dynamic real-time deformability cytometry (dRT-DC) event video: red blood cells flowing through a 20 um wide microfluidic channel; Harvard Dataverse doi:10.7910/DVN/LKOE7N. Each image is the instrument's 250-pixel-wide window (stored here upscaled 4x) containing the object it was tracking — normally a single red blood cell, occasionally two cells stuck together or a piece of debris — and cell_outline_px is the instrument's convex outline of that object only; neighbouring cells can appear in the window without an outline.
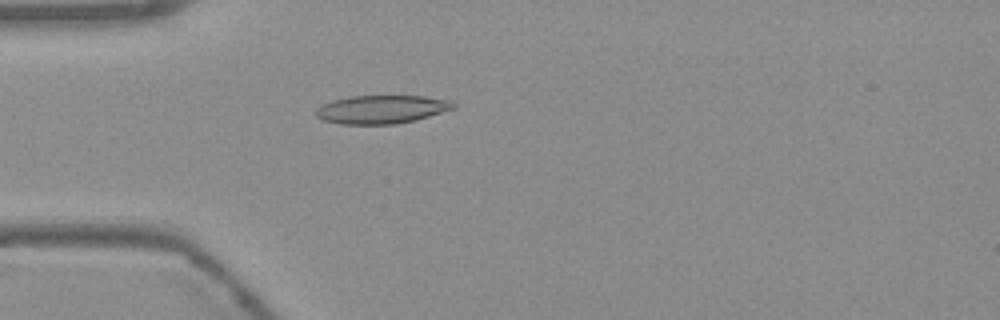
{"species": "Egyptian fruit bat (a non-hibernating species)", "species_latin": "Rousettus aegyptiacus", "temperature_condition": "warm", "stored_images_in_passage": 53, "camera_frame_rate_fps": 3000, "um_per_image_px": 0.085, "frame": {"image": 1, "passage_image": 15, "time_ms": 4.667, "image_size_px": [1000, 320], "cell_outline_px": [[456, 108], [416, 120], [396, 124], [340, 124], [324, 120], [316, 116], [316, 108], [320, 104], [332, 100], [352, 96], [424, 96], [452, 100], [456, 104]], "centroid_in_image_um": [32.45, 9.29], "position_along_channel_um": 52.5, "area_um2": 22.89}}
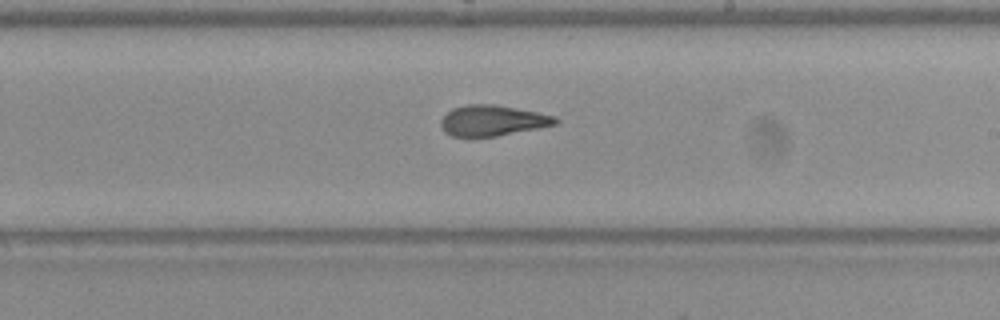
{"frame": {"image": 2, "passage_image": 31, "time_ms": 10.0, "image_size_px": [1000, 320], "cell_outline_px": [[560, 120], [556, 124], [496, 136], [452, 136], [444, 132], [440, 124], [440, 120], [452, 108], [468, 104], [492, 104], [516, 108], [556, 116]], "centroid_in_image_um": [41.84, 10.24], "position_along_channel_um": 247.2, "area_um2": 20.23}}
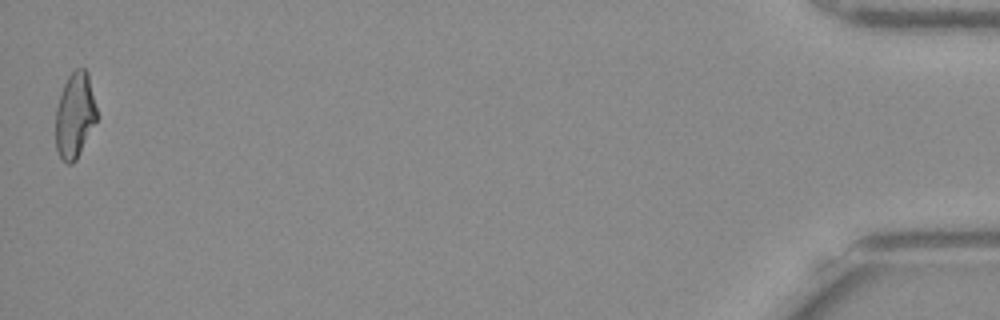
{"frame": {"image": 3, "passage_image": 53, "time_ms": 17.333, "image_size_px": [1000, 320], "cell_outline_px": [[96, 120], [76, 160], [72, 164], [68, 164], [60, 156], [56, 148], [56, 108], [64, 84], [68, 76], [76, 68], [84, 68], [88, 72], [96, 108]], "centroid_in_image_um": [6.35, 9.79], "position_along_channel_um": 428.8, "area_um2": 20.11}, "authors_computed_cell_mechanics": {"area_um2": 21.2126, "velocity_mm_per_s": 3.7859, "shape_relaxation_time_tau1_ms": 9.6838, "shape_relaxation_time_tau2_ms": 1.8154, "deformation_change_tau1": 0.2546, "deformation_change_tau2": 0.0966}}